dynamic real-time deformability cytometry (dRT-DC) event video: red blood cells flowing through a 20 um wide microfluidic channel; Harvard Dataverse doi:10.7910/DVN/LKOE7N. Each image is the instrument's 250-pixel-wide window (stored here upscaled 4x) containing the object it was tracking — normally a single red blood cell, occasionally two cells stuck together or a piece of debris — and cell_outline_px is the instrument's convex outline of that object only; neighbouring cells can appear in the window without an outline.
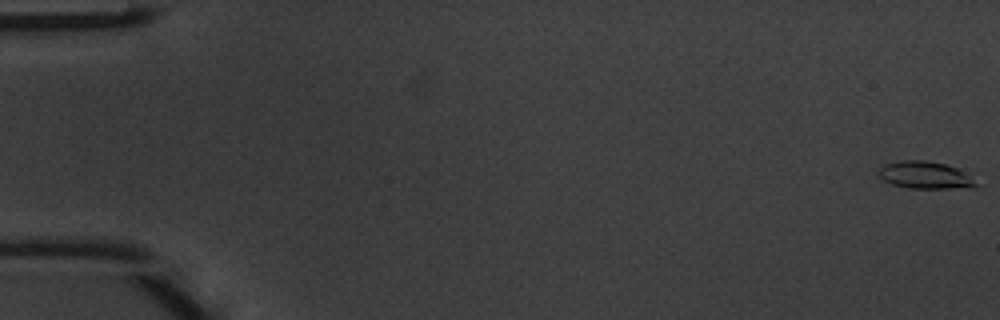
{"species": "common noctule bat (a hibernating species)", "species_latin": "Nyctalus noctula", "temperature_condition": "warm", "stored_images_in_passage": 15, "camera_frame_rate_fps": 3000, "um_per_image_px": 0.085, "animal": {"sex": "male", "body_mass_g": 20.1, "forearm_length_mm": 53.5}, "frame": {"image": 1, "passage_image": 1, "time_ms": 0.0, "image_size_px": [1000, 320], "cell_outline_px": [[980, 184], [968, 188], [908, 188], [892, 184], [884, 180], [876, 172], [884, 164], [904, 160], [924, 160], [944, 164], [956, 168]], "centroid_in_image_um": [78.59, 14.89], "position_along_channel_um": 6.4, "area_um2": 15.26}}